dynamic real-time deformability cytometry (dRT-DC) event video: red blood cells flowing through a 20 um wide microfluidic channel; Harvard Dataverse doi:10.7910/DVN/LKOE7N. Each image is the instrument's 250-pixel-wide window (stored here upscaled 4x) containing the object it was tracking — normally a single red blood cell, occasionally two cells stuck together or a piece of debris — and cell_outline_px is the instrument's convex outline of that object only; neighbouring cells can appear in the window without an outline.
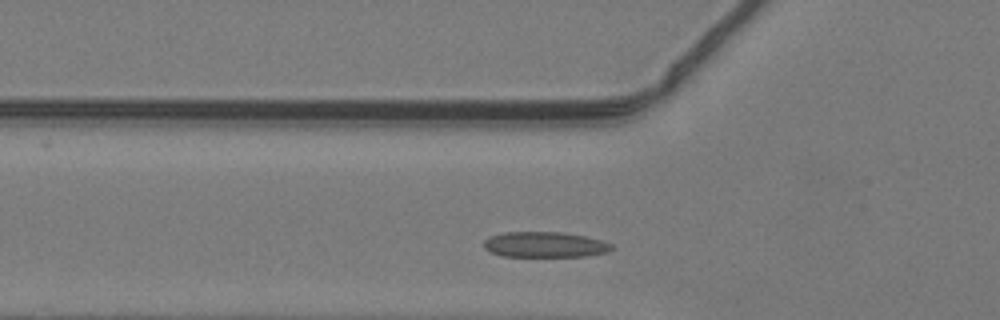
{"species": "common noctule bat (a hibernating species)", "species_latin": "Nyctalus noctula", "temperature_condition": "warm", "stored_images_in_passage": 6, "camera_frame_rate_fps": 3000, "um_per_image_px": 0.085, "animal": {"sex": "male", "body_mass_g": 19.2, "forearm_length_mm": 51.8}, "frame": {"image": 1, "passage_image": 4, "time_ms": 1.0, "image_size_px": [1000, 320], "cell_outline_px": [[612, 248], [608, 252], [584, 256], [500, 256], [484, 248], [484, 240], [488, 236], [504, 232], [560, 232], [584, 236], [600, 240], [612, 244]], "centroid_in_image_um": [46.27, 20.79], "position_along_channel_um": 79.5, "area_um2": 18.9}}